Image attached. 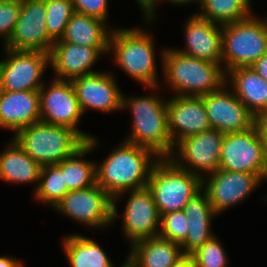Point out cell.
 Listing matches in <instances>:
<instances>
[{
  "mask_svg": "<svg viewBox=\"0 0 267 267\" xmlns=\"http://www.w3.org/2000/svg\"><path fill=\"white\" fill-rule=\"evenodd\" d=\"M40 90V121L71 128L86 142L93 136L79 131L77 124L83 115L71 81L54 79L49 88Z\"/></svg>",
  "mask_w": 267,
  "mask_h": 267,
  "instance_id": "30bf717a",
  "label": "cell"
},
{
  "mask_svg": "<svg viewBox=\"0 0 267 267\" xmlns=\"http://www.w3.org/2000/svg\"><path fill=\"white\" fill-rule=\"evenodd\" d=\"M221 34L222 25L201 18L194 13L185 25L187 48L178 51L198 59L221 63Z\"/></svg>",
  "mask_w": 267,
  "mask_h": 267,
  "instance_id": "ffe728a7",
  "label": "cell"
},
{
  "mask_svg": "<svg viewBox=\"0 0 267 267\" xmlns=\"http://www.w3.org/2000/svg\"><path fill=\"white\" fill-rule=\"evenodd\" d=\"M105 21L74 12L69 19L64 35L55 42H67L90 47H109L111 33Z\"/></svg>",
  "mask_w": 267,
  "mask_h": 267,
  "instance_id": "d4e9b609",
  "label": "cell"
},
{
  "mask_svg": "<svg viewBox=\"0 0 267 267\" xmlns=\"http://www.w3.org/2000/svg\"><path fill=\"white\" fill-rule=\"evenodd\" d=\"M0 154V179L13 183L39 182L42 166L13 139Z\"/></svg>",
  "mask_w": 267,
  "mask_h": 267,
  "instance_id": "484cf974",
  "label": "cell"
},
{
  "mask_svg": "<svg viewBox=\"0 0 267 267\" xmlns=\"http://www.w3.org/2000/svg\"><path fill=\"white\" fill-rule=\"evenodd\" d=\"M136 2L140 5V7L143 9L144 16L146 17V20L149 23L152 22L154 15H155V7L157 0H136Z\"/></svg>",
  "mask_w": 267,
  "mask_h": 267,
  "instance_id": "d590c367",
  "label": "cell"
},
{
  "mask_svg": "<svg viewBox=\"0 0 267 267\" xmlns=\"http://www.w3.org/2000/svg\"><path fill=\"white\" fill-rule=\"evenodd\" d=\"M210 175L206 186V179H202V189L216 214L243 201L262 181L255 174L222 169Z\"/></svg>",
  "mask_w": 267,
  "mask_h": 267,
  "instance_id": "9a60e30c",
  "label": "cell"
},
{
  "mask_svg": "<svg viewBox=\"0 0 267 267\" xmlns=\"http://www.w3.org/2000/svg\"><path fill=\"white\" fill-rule=\"evenodd\" d=\"M68 192L61 169L56 164L42 166L39 185L34 194L36 199L55 207Z\"/></svg>",
  "mask_w": 267,
  "mask_h": 267,
  "instance_id": "f546056e",
  "label": "cell"
},
{
  "mask_svg": "<svg viewBox=\"0 0 267 267\" xmlns=\"http://www.w3.org/2000/svg\"><path fill=\"white\" fill-rule=\"evenodd\" d=\"M226 85L203 96L211 128L223 134L252 128L256 124V117L241 103L234 91L224 90Z\"/></svg>",
  "mask_w": 267,
  "mask_h": 267,
  "instance_id": "5bb4252c",
  "label": "cell"
},
{
  "mask_svg": "<svg viewBox=\"0 0 267 267\" xmlns=\"http://www.w3.org/2000/svg\"><path fill=\"white\" fill-rule=\"evenodd\" d=\"M124 96L122 109L129 107L134 117L132 133L125 141L151 149L156 158L171 157L175 146L168 130L167 102L156 94L129 99Z\"/></svg>",
  "mask_w": 267,
  "mask_h": 267,
  "instance_id": "3957f363",
  "label": "cell"
},
{
  "mask_svg": "<svg viewBox=\"0 0 267 267\" xmlns=\"http://www.w3.org/2000/svg\"><path fill=\"white\" fill-rule=\"evenodd\" d=\"M102 165H96V184L113 198V220L118 215L116 201L125 192L147 186L155 153L146 147L123 141ZM152 158V159H151Z\"/></svg>",
  "mask_w": 267,
  "mask_h": 267,
  "instance_id": "6da1fadb",
  "label": "cell"
},
{
  "mask_svg": "<svg viewBox=\"0 0 267 267\" xmlns=\"http://www.w3.org/2000/svg\"><path fill=\"white\" fill-rule=\"evenodd\" d=\"M123 266H121V267H135L134 265H133V263L127 258V260L125 261V263L124 264H122Z\"/></svg>",
  "mask_w": 267,
  "mask_h": 267,
  "instance_id": "b9f144b4",
  "label": "cell"
},
{
  "mask_svg": "<svg viewBox=\"0 0 267 267\" xmlns=\"http://www.w3.org/2000/svg\"><path fill=\"white\" fill-rule=\"evenodd\" d=\"M218 169L251 173L265 180L267 150L256 124L245 131L225 134Z\"/></svg>",
  "mask_w": 267,
  "mask_h": 267,
  "instance_id": "ba28073f",
  "label": "cell"
},
{
  "mask_svg": "<svg viewBox=\"0 0 267 267\" xmlns=\"http://www.w3.org/2000/svg\"><path fill=\"white\" fill-rule=\"evenodd\" d=\"M71 83L82 113L87 108L104 112L122 109V93L111 73L83 75Z\"/></svg>",
  "mask_w": 267,
  "mask_h": 267,
  "instance_id": "e0dca14e",
  "label": "cell"
},
{
  "mask_svg": "<svg viewBox=\"0 0 267 267\" xmlns=\"http://www.w3.org/2000/svg\"><path fill=\"white\" fill-rule=\"evenodd\" d=\"M39 121V91L0 90V128L16 133Z\"/></svg>",
  "mask_w": 267,
  "mask_h": 267,
  "instance_id": "44dd1931",
  "label": "cell"
},
{
  "mask_svg": "<svg viewBox=\"0 0 267 267\" xmlns=\"http://www.w3.org/2000/svg\"><path fill=\"white\" fill-rule=\"evenodd\" d=\"M111 49L118 66L130 77L152 89L158 87L154 44L148 32L139 28L113 30L109 52Z\"/></svg>",
  "mask_w": 267,
  "mask_h": 267,
  "instance_id": "8992f818",
  "label": "cell"
},
{
  "mask_svg": "<svg viewBox=\"0 0 267 267\" xmlns=\"http://www.w3.org/2000/svg\"><path fill=\"white\" fill-rule=\"evenodd\" d=\"M7 59L0 61L1 91H39L41 77L50 57L42 51L12 50L5 48Z\"/></svg>",
  "mask_w": 267,
  "mask_h": 267,
  "instance_id": "9c48e42d",
  "label": "cell"
},
{
  "mask_svg": "<svg viewBox=\"0 0 267 267\" xmlns=\"http://www.w3.org/2000/svg\"><path fill=\"white\" fill-rule=\"evenodd\" d=\"M251 0H204L199 17L223 25L248 18Z\"/></svg>",
  "mask_w": 267,
  "mask_h": 267,
  "instance_id": "f1b7e54d",
  "label": "cell"
},
{
  "mask_svg": "<svg viewBox=\"0 0 267 267\" xmlns=\"http://www.w3.org/2000/svg\"><path fill=\"white\" fill-rule=\"evenodd\" d=\"M109 47H90L67 42H54L49 54L50 65L58 80L71 81L83 75L96 73L90 70L100 54Z\"/></svg>",
  "mask_w": 267,
  "mask_h": 267,
  "instance_id": "d6986e66",
  "label": "cell"
},
{
  "mask_svg": "<svg viewBox=\"0 0 267 267\" xmlns=\"http://www.w3.org/2000/svg\"><path fill=\"white\" fill-rule=\"evenodd\" d=\"M160 215L183 210L202 191V178L179 168L170 158H157L146 186Z\"/></svg>",
  "mask_w": 267,
  "mask_h": 267,
  "instance_id": "5b68a950",
  "label": "cell"
},
{
  "mask_svg": "<svg viewBox=\"0 0 267 267\" xmlns=\"http://www.w3.org/2000/svg\"><path fill=\"white\" fill-rule=\"evenodd\" d=\"M168 1H170L171 3H174V5L175 4H186V3H188V2H193V1H198V3H200L201 5H202V3H203V1L204 0H168Z\"/></svg>",
  "mask_w": 267,
  "mask_h": 267,
  "instance_id": "60d3db41",
  "label": "cell"
},
{
  "mask_svg": "<svg viewBox=\"0 0 267 267\" xmlns=\"http://www.w3.org/2000/svg\"><path fill=\"white\" fill-rule=\"evenodd\" d=\"M123 215V230L131 244L159 236L161 215L147 187L131 190Z\"/></svg>",
  "mask_w": 267,
  "mask_h": 267,
  "instance_id": "2e32d148",
  "label": "cell"
},
{
  "mask_svg": "<svg viewBox=\"0 0 267 267\" xmlns=\"http://www.w3.org/2000/svg\"><path fill=\"white\" fill-rule=\"evenodd\" d=\"M54 208L93 228L113 221V198L97 184L69 191Z\"/></svg>",
  "mask_w": 267,
  "mask_h": 267,
  "instance_id": "8fae6325",
  "label": "cell"
},
{
  "mask_svg": "<svg viewBox=\"0 0 267 267\" xmlns=\"http://www.w3.org/2000/svg\"><path fill=\"white\" fill-rule=\"evenodd\" d=\"M0 267H23L22 262L10 257H0Z\"/></svg>",
  "mask_w": 267,
  "mask_h": 267,
  "instance_id": "ab89813d",
  "label": "cell"
},
{
  "mask_svg": "<svg viewBox=\"0 0 267 267\" xmlns=\"http://www.w3.org/2000/svg\"><path fill=\"white\" fill-rule=\"evenodd\" d=\"M202 192L191 198L183 209L188 221V235L180 244L184 254L191 255L214 236L210 231V223L217 214L203 189Z\"/></svg>",
  "mask_w": 267,
  "mask_h": 267,
  "instance_id": "7402d4cb",
  "label": "cell"
},
{
  "mask_svg": "<svg viewBox=\"0 0 267 267\" xmlns=\"http://www.w3.org/2000/svg\"><path fill=\"white\" fill-rule=\"evenodd\" d=\"M75 12L106 21L108 0H71Z\"/></svg>",
  "mask_w": 267,
  "mask_h": 267,
  "instance_id": "e575fe53",
  "label": "cell"
},
{
  "mask_svg": "<svg viewBox=\"0 0 267 267\" xmlns=\"http://www.w3.org/2000/svg\"><path fill=\"white\" fill-rule=\"evenodd\" d=\"M18 145L41 166L71 157L86 141L73 129L37 122L14 134Z\"/></svg>",
  "mask_w": 267,
  "mask_h": 267,
  "instance_id": "277c9868",
  "label": "cell"
},
{
  "mask_svg": "<svg viewBox=\"0 0 267 267\" xmlns=\"http://www.w3.org/2000/svg\"><path fill=\"white\" fill-rule=\"evenodd\" d=\"M188 235V221L183 210L161 215L159 236L181 244Z\"/></svg>",
  "mask_w": 267,
  "mask_h": 267,
  "instance_id": "1f68e13d",
  "label": "cell"
},
{
  "mask_svg": "<svg viewBox=\"0 0 267 267\" xmlns=\"http://www.w3.org/2000/svg\"><path fill=\"white\" fill-rule=\"evenodd\" d=\"M54 42L46 29L45 1L21 0V11L14 32L4 47L50 54Z\"/></svg>",
  "mask_w": 267,
  "mask_h": 267,
  "instance_id": "4fadbf2b",
  "label": "cell"
},
{
  "mask_svg": "<svg viewBox=\"0 0 267 267\" xmlns=\"http://www.w3.org/2000/svg\"><path fill=\"white\" fill-rule=\"evenodd\" d=\"M250 68L259 74L265 81H267V53L262 55L255 61Z\"/></svg>",
  "mask_w": 267,
  "mask_h": 267,
  "instance_id": "8d00e7d4",
  "label": "cell"
},
{
  "mask_svg": "<svg viewBox=\"0 0 267 267\" xmlns=\"http://www.w3.org/2000/svg\"><path fill=\"white\" fill-rule=\"evenodd\" d=\"M191 255L197 267H227V255L215 235Z\"/></svg>",
  "mask_w": 267,
  "mask_h": 267,
  "instance_id": "d6a6232c",
  "label": "cell"
},
{
  "mask_svg": "<svg viewBox=\"0 0 267 267\" xmlns=\"http://www.w3.org/2000/svg\"><path fill=\"white\" fill-rule=\"evenodd\" d=\"M46 5V29L57 41L64 35L66 25L75 12L71 0H44Z\"/></svg>",
  "mask_w": 267,
  "mask_h": 267,
  "instance_id": "4dcf8cb0",
  "label": "cell"
},
{
  "mask_svg": "<svg viewBox=\"0 0 267 267\" xmlns=\"http://www.w3.org/2000/svg\"><path fill=\"white\" fill-rule=\"evenodd\" d=\"M248 18L222 25L221 44L224 72L250 67L267 53V19ZM267 18V17H266Z\"/></svg>",
  "mask_w": 267,
  "mask_h": 267,
  "instance_id": "52a82bcc",
  "label": "cell"
},
{
  "mask_svg": "<svg viewBox=\"0 0 267 267\" xmlns=\"http://www.w3.org/2000/svg\"><path fill=\"white\" fill-rule=\"evenodd\" d=\"M256 125L261 132L267 150V113L261 114L256 118Z\"/></svg>",
  "mask_w": 267,
  "mask_h": 267,
  "instance_id": "74e56055",
  "label": "cell"
},
{
  "mask_svg": "<svg viewBox=\"0 0 267 267\" xmlns=\"http://www.w3.org/2000/svg\"><path fill=\"white\" fill-rule=\"evenodd\" d=\"M229 75V82L233 84V91L241 103L256 118L267 113V81L250 67L231 69L226 77Z\"/></svg>",
  "mask_w": 267,
  "mask_h": 267,
  "instance_id": "cb8c5ba5",
  "label": "cell"
},
{
  "mask_svg": "<svg viewBox=\"0 0 267 267\" xmlns=\"http://www.w3.org/2000/svg\"><path fill=\"white\" fill-rule=\"evenodd\" d=\"M167 113L168 130L174 146L187 136L211 129L203 96L175 95L167 101Z\"/></svg>",
  "mask_w": 267,
  "mask_h": 267,
  "instance_id": "ac0fdd59",
  "label": "cell"
},
{
  "mask_svg": "<svg viewBox=\"0 0 267 267\" xmlns=\"http://www.w3.org/2000/svg\"><path fill=\"white\" fill-rule=\"evenodd\" d=\"M96 143V139L92 137L71 157L56 164L64 173L69 191L87 189L96 184V164L79 158L90 153Z\"/></svg>",
  "mask_w": 267,
  "mask_h": 267,
  "instance_id": "4316f807",
  "label": "cell"
},
{
  "mask_svg": "<svg viewBox=\"0 0 267 267\" xmlns=\"http://www.w3.org/2000/svg\"><path fill=\"white\" fill-rule=\"evenodd\" d=\"M162 53L164 76L176 96L201 97L229 81L221 63L191 57L178 49H164Z\"/></svg>",
  "mask_w": 267,
  "mask_h": 267,
  "instance_id": "7a4b0ae2",
  "label": "cell"
},
{
  "mask_svg": "<svg viewBox=\"0 0 267 267\" xmlns=\"http://www.w3.org/2000/svg\"><path fill=\"white\" fill-rule=\"evenodd\" d=\"M127 257L135 267H172L184 255L181 245L160 236L131 245Z\"/></svg>",
  "mask_w": 267,
  "mask_h": 267,
  "instance_id": "603a6c76",
  "label": "cell"
},
{
  "mask_svg": "<svg viewBox=\"0 0 267 267\" xmlns=\"http://www.w3.org/2000/svg\"><path fill=\"white\" fill-rule=\"evenodd\" d=\"M63 246L71 267H114L103 249L90 238L71 234L64 238Z\"/></svg>",
  "mask_w": 267,
  "mask_h": 267,
  "instance_id": "83f0119b",
  "label": "cell"
},
{
  "mask_svg": "<svg viewBox=\"0 0 267 267\" xmlns=\"http://www.w3.org/2000/svg\"><path fill=\"white\" fill-rule=\"evenodd\" d=\"M224 136L225 134L212 128L202 133L187 136L175 145L176 148L178 146L176 154H179L178 158L182 157L181 161L179 162V159L176 160L174 154L169 158L179 168L190 171L192 174L203 179L202 174L204 172L212 174L218 170L220 150ZM201 171L203 173L199 174Z\"/></svg>",
  "mask_w": 267,
  "mask_h": 267,
  "instance_id": "7c38bea8",
  "label": "cell"
},
{
  "mask_svg": "<svg viewBox=\"0 0 267 267\" xmlns=\"http://www.w3.org/2000/svg\"><path fill=\"white\" fill-rule=\"evenodd\" d=\"M172 267H197L192 255L184 254Z\"/></svg>",
  "mask_w": 267,
  "mask_h": 267,
  "instance_id": "f35d334b",
  "label": "cell"
},
{
  "mask_svg": "<svg viewBox=\"0 0 267 267\" xmlns=\"http://www.w3.org/2000/svg\"><path fill=\"white\" fill-rule=\"evenodd\" d=\"M20 11L21 0H0V36L5 44L14 32Z\"/></svg>",
  "mask_w": 267,
  "mask_h": 267,
  "instance_id": "836d02e7",
  "label": "cell"
}]
</instances>
